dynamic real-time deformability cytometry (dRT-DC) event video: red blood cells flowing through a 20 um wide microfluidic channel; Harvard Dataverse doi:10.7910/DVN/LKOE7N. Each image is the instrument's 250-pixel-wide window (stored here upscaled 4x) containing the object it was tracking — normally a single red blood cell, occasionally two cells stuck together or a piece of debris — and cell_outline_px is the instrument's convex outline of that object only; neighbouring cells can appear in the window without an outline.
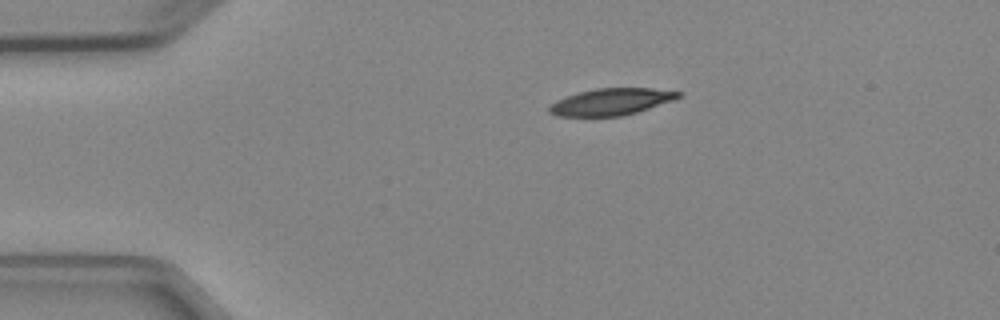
{"species": "Egyptian fruit bat (a non-hibernating species)", "species_latin": "Rousettus aegyptiacus", "temperature_condition": "cold", "stored_images_in_passage": 2, "camera_frame_rate_fps": 3000, "um_per_image_px": 0.085, "animal": {"sex": "female"}, "frame": {"image": 1, "passage_image": 1, "time_ms": 0.0, "image_size_px": [1000, 320], "cell_outline_px": [[684, 92], [680, 96], [672, 100], [636, 112], [620, 116], [556, 116], [548, 112], [548, 108], [556, 100], [580, 92], [596, 88], [652, 88]], "centroid_in_image_um": [51.94, 8.65], "position_along_channel_um": 33.1, "area_um2": 19.88}}